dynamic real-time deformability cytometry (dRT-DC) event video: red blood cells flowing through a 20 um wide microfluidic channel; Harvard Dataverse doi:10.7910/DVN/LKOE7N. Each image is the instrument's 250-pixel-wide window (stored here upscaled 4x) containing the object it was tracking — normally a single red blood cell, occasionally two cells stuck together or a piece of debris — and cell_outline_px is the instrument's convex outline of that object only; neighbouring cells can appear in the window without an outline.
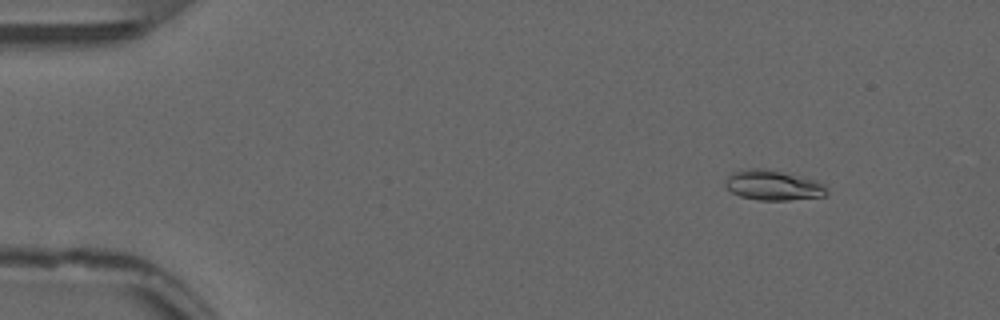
{"species": "common noctule bat (a hibernating species)", "species_latin": "Nyctalus noctula", "temperature_condition": "warm", "stored_images_in_passage": 54, "camera_frame_rate_fps": 3000, "um_per_image_px": 0.085, "animal": {"sex": "male", "forearm_length_mm": 52.5}, "frame": {"image": 1, "passage_image": 7, "time_ms": 2.0, "image_size_px": [1000, 320], "cell_outline_px": [[828, 192], [824, 196], [788, 200], [760, 200], [740, 196], [732, 192], [724, 184], [724, 180], [732, 172], [740, 168], [764, 168], [816, 180], [824, 184]], "centroid_in_image_um": [65.67, 15.73], "position_along_channel_um": 19.3, "area_um2": 17.8}}
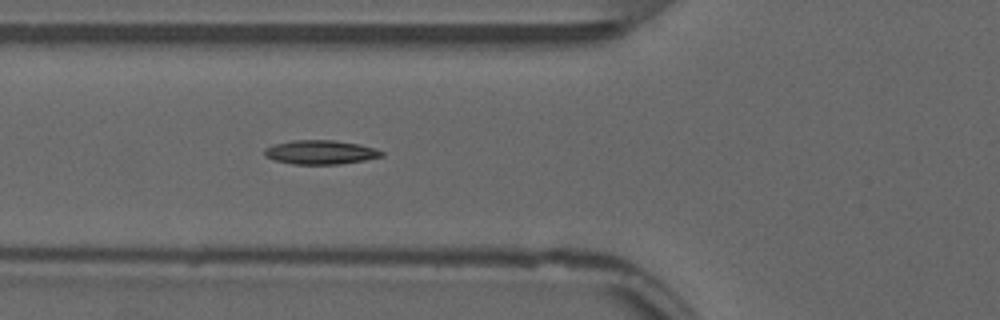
{"frame": {"image": 2, "passage_image": 21, "time_ms": 6.667, "image_size_px": [1000, 320], "cell_outline_px": [[384, 156], [364, 160], [340, 164], [292, 164], [272, 160], [264, 156], [264, 148], [272, 144], [292, 140], [332, 140], [360, 144], [376, 148], [384, 152]], "centroid_in_image_um": [27.21, 12.94], "position_along_channel_um": 98.6, "area_um2": 16.65}}
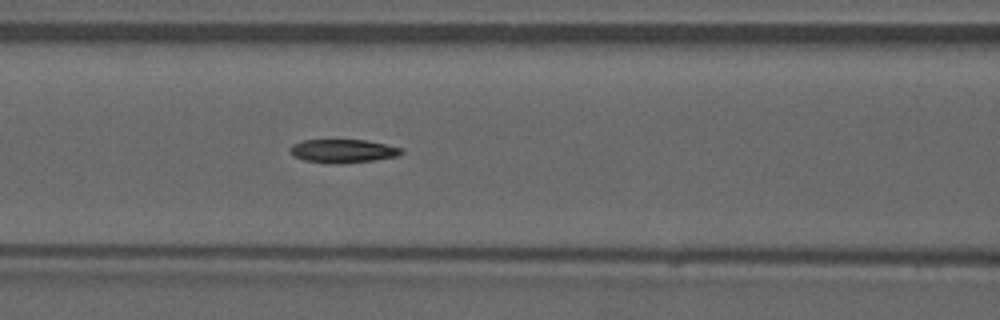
{"frame": {"image": 3, "passage_image": 24, "time_ms": 7.667, "image_size_px": [1000, 320], "cell_outline_px": [[404, 152], [400, 156], [372, 160], [340, 164], [336, 164], [304, 160], [292, 156], [288, 148], [292, 144], [300, 140], [364, 140], [404, 148]], "centroid_in_image_um": [29.13, 12.83], "position_along_channel_um": 137.5, "area_um2": 15.37}, "authors_computed_cell_mechanics": {"area_um2": 15.7794, "velocity_mm_per_s": 3.8487, "shape_relaxation_time_tau1_ms": null, "shape_relaxation_time_tau2_ms": 2.5846, "deformation_change_tau1": null, "deformation_change_tau2": 0.0843}}